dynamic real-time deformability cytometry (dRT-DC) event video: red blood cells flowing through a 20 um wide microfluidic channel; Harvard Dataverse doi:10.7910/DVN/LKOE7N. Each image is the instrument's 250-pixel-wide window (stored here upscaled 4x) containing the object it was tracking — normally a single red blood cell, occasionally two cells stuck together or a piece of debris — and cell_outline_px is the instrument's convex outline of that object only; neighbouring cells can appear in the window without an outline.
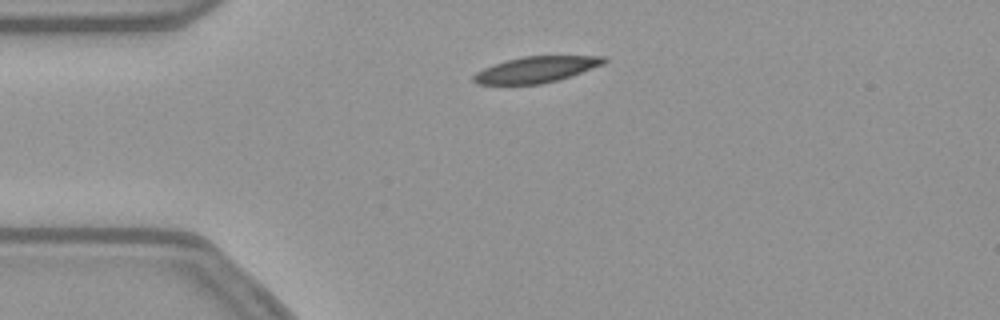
{"species": "common noctule bat (a hibernating species)", "species_latin": "Nyctalus noctula", "temperature_condition": "warm", "stored_images_in_passage": 43, "camera_frame_rate_fps": 3000, "um_per_image_px": 0.085, "animal": {"sex": "female", "body_mass_g": 21.9}, "frame": {"image": 1, "passage_image": 1, "time_ms": 0.0, "image_size_px": [1000, 320], "cell_outline_px": [[608, 60], [604, 64], [556, 80], [540, 84], [476, 84], [472, 80], [472, 76], [476, 72], [492, 64], [524, 56], [604, 56]], "centroid_in_image_um": [45.53, 5.9], "position_along_channel_um": 39.5, "area_um2": 19.54}}
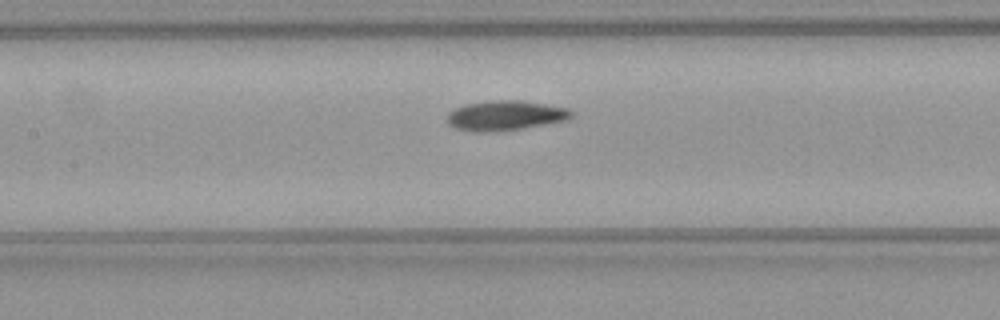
{"frame": {"image": 2, "passage_image": 13, "time_ms": 4.0, "image_size_px": [1000, 320], "cell_outline_px": [[572, 116], [568, 120], [524, 128], [492, 132], [472, 132], [456, 128], [448, 124], [448, 112], [464, 104], [492, 100], [520, 100], [568, 108], [572, 112]], "centroid_in_image_um": [42.94, 9.82], "position_along_channel_um": 164.5, "area_um2": 21.68}}
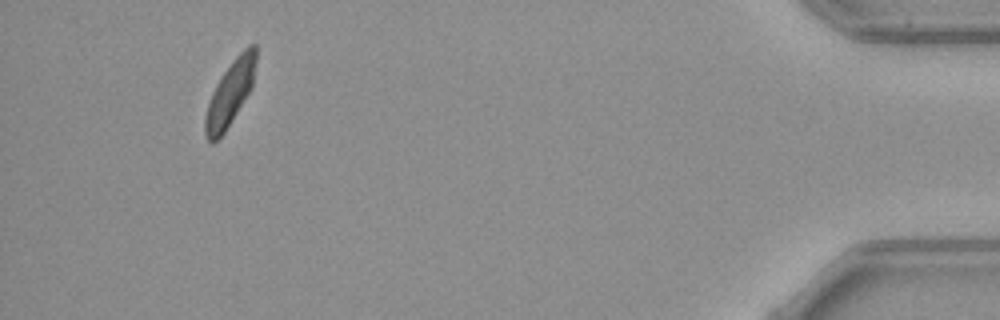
{"frame": {"image": 3, "passage_image": 39, "time_ms": 12.667, "image_size_px": [1000, 320], "cell_outline_px": [[256, 60], [252, 88], [224, 132], [212, 144], [204, 136], [204, 116], [212, 92], [216, 84], [224, 72], [236, 56], [248, 44], [256, 44]], "centroid_in_image_um": [19.55, 7.92], "position_along_channel_um": 415.7, "area_um2": 18.96}, "authors_computed_cell_mechanics": {"area_um2": 20.7502, "velocity_mm_per_s": 3.7755, "shape_relaxation_time_tau1_ms": 7.1111, "shape_relaxation_time_tau2_ms": 5.0321, "deformation_change_tau1": 0.2106, "deformation_change_tau2": 0.111}}